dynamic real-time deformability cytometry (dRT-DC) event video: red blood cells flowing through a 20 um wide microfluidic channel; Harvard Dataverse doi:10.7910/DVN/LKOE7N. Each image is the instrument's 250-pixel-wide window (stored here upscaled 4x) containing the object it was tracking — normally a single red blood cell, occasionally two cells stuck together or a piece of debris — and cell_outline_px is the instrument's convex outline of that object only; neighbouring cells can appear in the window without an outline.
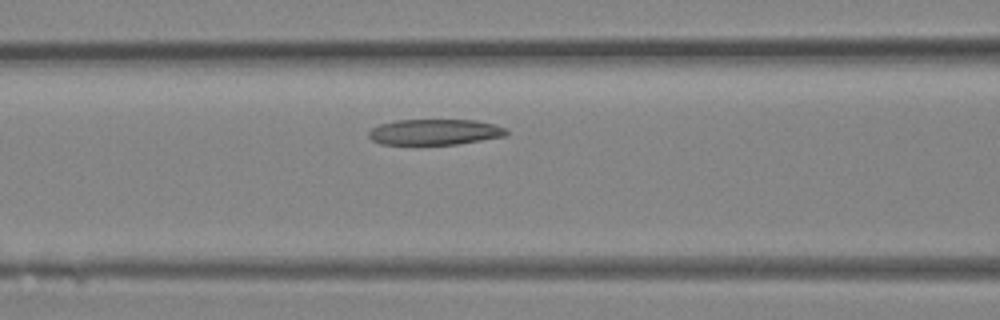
{"species": "Egyptian fruit bat (a non-hibernating species)", "species_latin": "Rousettus aegyptiacus", "temperature_condition": "room temperature", "stored_images_in_passage": 24, "camera_frame_rate_fps": 3000, "um_per_image_px": 0.085, "animal": {"sex": "female"}, "frame": {"image": 1, "passage_image": 9, "time_ms": 2.667, "image_size_px": [1000, 320], "cell_outline_px": [[508, 136], [456, 144], [380, 144], [372, 140], [368, 136], [368, 132], [372, 128], [380, 124], [396, 120], [476, 120], [496, 124], [508, 128]], "centroid_in_image_um": [37.01, 11.21], "position_along_channel_um": 129.6, "area_um2": 20.81}}
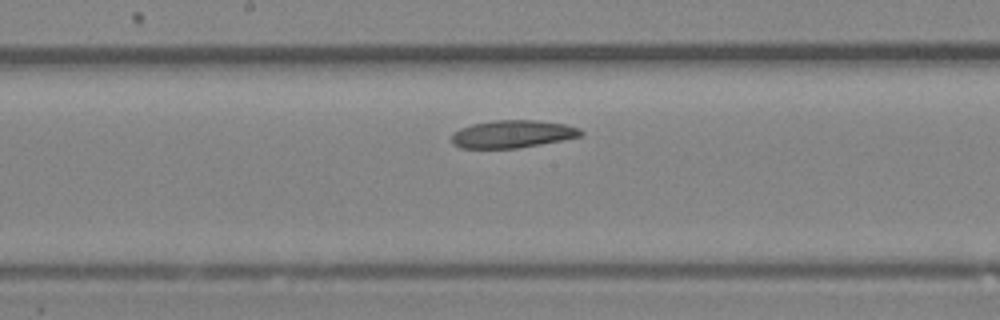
{"frame": {"image": 2, "passage_image": 13, "time_ms": 4.0, "image_size_px": [1000, 320], "cell_outline_px": [[584, 132], [580, 136], [540, 144], [516, 148], [460, 148], [452, 144], [452, 132], [460, 128], [472, 124], [492, 120], [536, 120], [568, 124], [580, 128]], "centroid_in_image_um": [43.54, 11.38], "position_along_channel_um": 204.7, "area_um2": 20.87}}
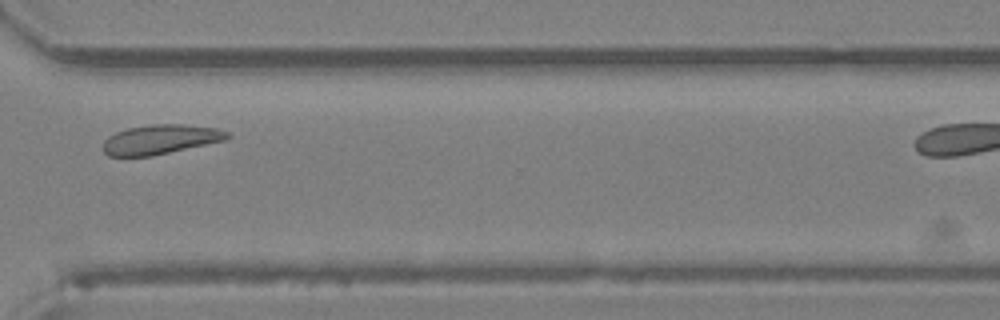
{"frame": {"image": 3, "passage_image": 21, "time_ms": 6.667, "image_size_px": [1000, 320], "cell_outline_px": [[232, 136], [228, 140], [152, 156], [108, 156], [104, 152], [104, 140], [108, 136], [116, 132], [128, 128], [152, 124], [184, 124], [216, 128], [228, 132]], "centroid_in_image_um": [13.68, 11.85], "position_along_channel_um": 356.9, "area_um2": 21.5}}